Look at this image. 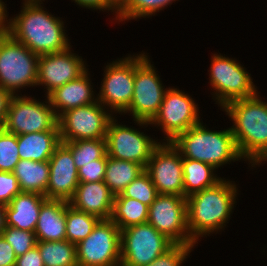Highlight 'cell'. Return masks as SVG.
Wrapping results in <instances>:
<instances>
[{
	"instance_id": "obj_17",
	"label": "cell",
	"mask_w": 267,
	"mask_h": 266,
	"mask_svg": "<svg viewBox=\"0 0 267 266\" xmlns=\"http://www.w3.org/2000/svg\"><path fill=\"white\" fill-rule=\"evenodd\" d=\"M80 58L71 53L70 47L62 52L40 55L36 86L45 85L48 96L56 88L78 78L87 70Z\"/></svg>"
},
{
	"instance_id": "obj_27",
	"label": "cell",
	"mask_w": 267,
	"mask_h": 266,
	"mask_svg": "<svg viewBox=\"0 0 267 266\" xmlns=\"http://www.w3.org/2000/svg\"><path fill=\"white\" fill-rule=\"evenodd\" d=\"M148 206L142 202L127 197H115L111 220L120 230L148 221Z\"/></svg>"
},
{
	"instance_id": "obj_6",
	"label": "cell",
	"mask_w": 267,
	"mask_h": 266,
	"mask_svg": "<svg viewBox=\"0 0 267 266\" xmlns=\"http://www.w3.org/2000/svg\"><path fill=\"white\" fill-rule=\"evenodd\" d=\"M155 71L145 53L135 56L133 98L124 113L130 112L140 126L150 124L158 113L166 92Z\"/></svg>"
},
{
	"instance_id": "obj_44",
	"label": "cell",
	"mask_w": 267,
	"mask_h": 266,
	"mask_svg": "<svg viewBox=\"0 0 267 266\" xmlns=\"http://www.w3.org/2000/svg\"><path fill=\"white\" fill-rule=\"evenodd\" d=\"M107 2L118 12L127 2V0H107Z\"/></svg>"
},
{
	"instance_id": "obj_15",
	"label": "cell",
	"mask_w": 267,
	"mask_h": 266,
	"mask_svg": "<svg viewBox=\"0 0 267 266\" xmlns=\"http://www.w3.org/2000/svg\"><path fill=\"white\" fill-rule=\"evenodd\" d=\"M97 99L117 113L125 112L132 101L135 79V56L113 61L106 67Z\"/></svg>"
},
{
	"instance_id": "obj_26",
	"label": "cell",
	"mask_w": 267,
	"mask_h": 266,
	"mask_svg": "<svg viewBox=\"0 0 267 266\" xmlns=\"http://www.w3.org/2000/svg\"><path fill=\"white\" fill-rule=\"evenodd\" d=\"M144 171L145 167L138 163L114 159L107 155L104 183L114 195H118Z\"/></svg>"
},
{
	"instance_id": "obj_1",
	"label": "cell",
	"mask_w": 267,
	"mask_h": 266,
	"mask_svg": "<svg viewBox=\"0 0 267 266\" xmlns=\"http://www.w3.org/2000/svg\"><path fill=\"white\" fill-rule=\"evenodd\" d=\"M42 0H24L21 13L7 22V33L40 55L58 53L70 47L63 22L43 10Z\"/></svg>"
},
{
	"instance_id": "obj_9",
	"label": "cell",
	"mask_w": 267,
	"mask_h": 266,
	"mask_svg": "<svg viewBox=\"0 0 267 266\" xmlns=\"http://www.w3.org/2000/svg\"><path fill=\"white\" fill-rule=\"evenodd\" d=\"M211 60L210 84L222 108L229 102L258 93L249 73L235 59L214 54Z\"/></svg>"
},
{
	"instance_id": "obj_4",
	"label": "cell",
	"mask_w": 267,
	"mask_h": 266,
	"mask_svg": "<svg viewBox=\"0 0 267 266\" xmlns=\"http://www.w3.org/2000/svg\"><path fill=\"white\" fill-rule=\"evenodd\" d=\"M170 143L182 158L198 160L215 169L227 162L242 159L231 128L211 131L200 122L177 135Z\"/></svg>"
},
{
	"instance_id": "obj_11",
	"label": "cell",
	"mask_w": 267,
	"mask_h": 266,
	"mask_svg": "<svg viewBox=\"0 0 267 266\" xmlns=\"http://www.w3.org/2000/svg\"><path fill=\"white\" fill-rule=\"evenodd\" d=\"M104 108L97 101L61 114L58 117L61 142L106 138L108 124L113 117Z\"/></svg>"
},
{
	"instance_id": "obj_38",
	"label": "cell",
	"mask_w": 267,
	"mask_h": 266,
	"mask_svg": "<svg viewBox=\"0 0 267 266\" xmlns=\"http://www.w3.org/2000/svg\"><path fill=\"white\" fill-rule=\"evenodd\" d=\"M15 266H45L37 246L16 259Z\"/></svg>"
},
{
	"instance_id": "obj_22",
	"label": "cell",
	"mask_w": 267,
	"mask_h": 266,
	"mask_svg": "<svg viewBox=\"0 0 267 266\" xmlns=\"http://www.w3.org/2000/svg\"><path fill=\"white\" fill-rule=\"evenodd\" d=\"M67 201L47 199L41 206L35 228L37 241L66 240Z\"/></svg>"
},
{
	"instance_id": "obj_32",
	"label": "cell",
	"mask_w": 267,
	"mask_h": 266,
	"mask_svg": "<svg viewBox=\"0 0 267 266\" xmlns=\"http://www.w3.org/2000/svg\"><path fill=\"white\" fill-rule=\"evenodd\" d=\"M158 195L159 193L151 181L149 174L144 171L127 185L121 194L115 195V197L133 198L149 207Z\"/></svg>"
},
{
	"instance_id": "obj_23",
	"label": "cell",
	"mask_w": 267,
	"mask_h": 266,
	"mask_svg": "<svg viewBox=\"0 0 267 266\" xmlns=\"http://www.w3.org/2000/svg\"><path fill=\"white\" fill-rule=\"evenodd\" d=\"M18 153L22 160L48 161L61 144L59 130L17 135Z\"/></svg>"
},
{
	"instance_id": "obj_28",
	"label": "cell",
	"mask_w": 267,
	"mask_h": 266,
	"mask_svg": "<svg viewBox=\"0 0 267 266\" xmlns=\"http://www.w3.org/2000/svg\"><path fill=\"white\" fill-rule=\"evenodd\" d=\"M45 266H78L76 245L67 240L37 241Z\"/></svg>"
},
{
	"instance_id": "obj_33",
	"label": "cell",
	"mask_w": 267,
	"mask_h": 266,
	"mask_svg": "<svg viewBox=\"0 0 267 266\" xmlns=\"http://www.w3.org/2000/svg\"><path fill=\"white\" fill-rule=\"evenodd\" d=\"M19 160L17 135L0 128V171L13 172Z\"/></svg>"
},
{
	"instance_id": "obj_29",
	"label": "cell",
	"mask_w": 267,
	"mask_h": 266,
	"mask_svg": "<svg viewBox=\"0 0 267 266\" xmlns=\"http://www.w3.org/2000/svg\"><path fill=\"white\" fill-rule=\"evenodd\" d=\"M99 221L98 217L75 209L67 202L66 240L76 245L93 231Z\"/></svg>"
},
{
	"instance_id": "obj_41",
	"label": "cell",
	"mask_w": 267,
	"mask_h": 266,
	"mask_svg": "<svg viewBox=\"0 0 267 266\" xmlns=\"http://www.w3.org/2000/svg\"><path fill=\"white\" fill-rule=\"evenodd\" d=\"M81 7L99 9V10H114L115 9L107 2V0H73Z\"/></svg>"
},
{
	"instance_id": "obj_3",
	"label": "cell",
	"mask_w": 267,
	"mask_h": 266,
	"mask_svg": "<svg viewBox=\"0 0 267 266\" xmlns=\"http://www.w3.org/2000/svg\"><path fill=\"white\" fill-rule=\"evenodd\" d=\"M236 193L237 188L232 181L221 179L215 185L186 197L188 232L195 243H198L199 237L226 225L235 204Z\"/></svg>"
},
{
	"instance_id": "obj_10",
	"label": "cell",
	"mask_w": 267,
	"mask_h": 266,
	"mask_svg": "<svg viewBox=\"0 0 267 266\" xmlns=\"http://www.w3.org/2000/svg\"><path fill=\"white\" fill-rule=\"evenodd\" d=\"M46 99L48 101L44 104L27 96L14 95L3 128L15 135L59 130L58 117L48 97Z\"/></svg>"
},
{
	"instance_id": "obj_18",
	"label": "cell",
	"mask_w": 267,
	"mask_h": 266,
	"mask_svg": "<svg viewBox=\"0 0 267 266\" xmlns=\"http://www.w3.org/2000/svg\"><path fill=\"white\" fill-rule=\"evenodd\" d=\"M48 162L49 181L46 198L69 202L80 183L71 151L61 143Z\"/></svg>"
},
{
	"instance_id": "obj_43",
	"label": "cell",
	"mask_w": 267,
	"mask_h": 266,
	"mask_svg": "<svg viewBox=\"0 0 267 266\" xmlns=\"http://www.w3.org/2000/svg\"><path fill=\"white\" fill-rule=\"evenodd\" d=\"M6 228V205L0 203V235Z\"/></svg>"
},
{
	"instance_id": "obj_30",
	"label": "cell",
	"mask_w": 267,
	"mask_h": 266,
	"mask_svg": "<svg viewBox=\"0 0 267 266\" xmlns=\"http://www.w3.org/2000/svg\"><path fill=\"white\" fill-rule=\"evenodd\" d=\"M61 143L71 151L77 169L83 164L94 163V160L102 159L107 154L105 138Z\"/></svg>"
},
{
	"instance_id": "obj_19",
	"label": "cell",
	"mask_w": 267,
	"mask_h": 266,
	"mask_svg": "<svg viewBox=\"0 0 267 266\" xmlns=\"http://www.w3.org/2000/svg\"><path fill=\"white\" fill-rule=\"evenodd\" d=\"M115 195L104 181L80 182L69 204L100 220L111 218Z\"/></svg>"
},
{
	"instance_id": "obj_40",
	"label": "cell",
	"mask_w": 267,
	"mask_h": 266,
	"mask_svg": "<svg viewBox=\"0 0 267 266\" xmlns=\"http://www.w3.org/2000/svg\"><path fill=\"white\" fill-rule=\"evenodd\" d=\"M14 95L0 87V128H3L11 99Z\"/></svg>"
},
{
	"instance_id": "obj_34",
	"label": "cell",
	"mask_w": 267,
	"mask_h": 266,
	"mask_svg": "<svg viewBox=\"0 0 267 266\" xmlns=\"http://www.w3.org/2000/svg\"><path fill=\"white\" fill-rule=\"evenodd\" d=\"M2 236L13 247L17 257L25 254L37 244L35 232L28 230L6 226L2 232Z\"/></svg>"
},
{
	"instance_id": "obj_31",
	"label": "cell",
	"mask_w": 267,
	"mask_h": 266,
	"mask_svg": "<svg viewBox=\"0 0 267 266\" xmlns=\"http://www.w3.org/2000/svg\"><path fill=\"white\" fill-rule=\"evenodd\" d=\"M175 0H127L126 4L118 11L116 19L120 21L137 19L140 17L150 16Z\"/></svg>"
},
{
	"instance_id": "obj_14",
	"label": "cell",
	"mask_w": 267,
	"mask_h": 266,
	"mask_svg": "<svg viewBox=\"0 0 267 266\" xmlns=\"http://www.w3.org/2000/svg\"><path fill=\"white\" fill-rule=\"evenodd\" d=\"M112 118L106 133L107 155L114 159L138 163L146 167L153 151L160 145L154 139Z\"/></svg>"
},
{
	"instance_id": "obj_20",
	"label": "cell",
	"mask_w": 267,
	"mask_h": 266,
	"mask_svg": "<svg viewBox=\"0 0 267 266\" xmlns=\"http://www.w3.org/2000/svg\"><path fill=\"white\" fill-rule=\"evenodd\" d=\"M86 70L78 78L56 88L47 97L56 116L59 117L67 110L86 106L98 101L94 99L93 88ZM92 90V91H91ZM57 109V110H56Z\"/></svg>"
},
{
	"instance_id": "obj_5",
	"label": "cell",
	"mask_w": 267,
	"mask_h": 266,
	"mask_svg": "<svg viewBox=\"0 0 267 266\" xmlns=\"http://www.w3.org/2000/svg\"><path fill=\"white\" fill-rule=\"evenodd\" d=\"M39 56L8 33L0 37V87L15 91L37 84Z\"/></svg>"
},
{
	"instance_id": "obj_36",
	"label": "cell",
	"mask_w": 267,
	"mask_h": 266,
	"mask_svg": "<svg viewBox=\"0 0 267 266\" xmlns=\"http://www.w3.org/2000/svg\"><path fill=\"white\" fill-rule=\"evenodd\" d=\"M107 154L102 159L94 160V163L83 164L78 169L79 182L104 181L106 171Z\"/></svg>"
},
{
	"instance_id": "obj_24",
	"label": "cell",
	"mask_w": 267,
	"mask_h": 266,
	"mask_svg": "<svg viewBox=\"0 0 267 266\" xmlns=\"http://www.w3.org/2000/svg\"><path fill=\"white\" fill-rule=\"evenodd\" d=\"M19 183L21 192L44 195L49 181V162L22 160L15 165L12 172Z\"/></svg>"
},
{
	"instance_id": "obj_37",
	"label": "cell",
	"mask_w": 267,
	"mask_h": 266,
	"mask_svg": "<svg viewBox=\"0 0 267 266\" xmlns=\"http://www.w3.org/2000/svg\"><path fill=\"white\" fill-rule=\"evenodd\" d=\"M21 192L17 178L12 172L0 171V203L8 205Z\"/></svg>"
},
{
	"instance_id": "obj_8",
	"label": "cell",
	"mask_w": 267,
	"mask_h": 266,
	"mask_svg": "<svg viewBox=\"0 0 267 266\" xmlns=\"http://www.w3.org/2000/svg\"><path fill=\"white\" fill-rule=\"evenodd\" d=\"M121 230L111 220H100L93 231L76 244L78 266H120Z\"/></svg>"
},
{
	"instance_id": "obj_7",
	"label": "cell",
	"mask_w": 267,
	"mask_h": 266,
	"mask_svg": "<svg viewBox=\"0 0 267 266\" xmlns=\"http://www.w3.org/2000/svg\"><path fill=\"white\" fill-rule=\"evenodd\" d=\"M174 244L148 222L128 226L121 230L120 266H146Z\"/></svg>"
},
{
	"instance_id": "obj_13",
	"label": "cell",
	"mask_w": 267,
	"mask_h": 266,
	"mask_svg": "<svg viewBox=\"0 0 267 266\" xmlns=\"http://www.w3.org/2000/svg\"><path fill=\"white\" fill-rule=\"evenodd\" d=\"M200 123L198 106L193 98L177 88H167L163 102L150 124L160 125L166 134V142Z\"/></svg>"
},
{
	"instance_id": "obj_21",
	"label": "cell",
	"mask_w": 267,
	"mask_h": 266,
	"mask_svg": "<svg viewBox=\"0 0 267 266\" xmlns=\"http://www.w3.org/2000/svg\"><path fill=\"white\" fill-rule=\"evenodd\" d=\"M46 200L38 193L20 192L6 205V226L34 232L40 208Z\"/></svg>"
},
{
	"instance_id": "obj_16",
	"label": "cell",
	"mask_w": 267,
	"mask_h": 266,
	"mask_svg": "<svg viewBox=\"0 0 267 266\" xmlns=\"http://www.w3.org/2000/svg\"><path fill=\"white\" fill-rule=\"evenodd\" d=\"M145 171L159 194L184 196L182 156L170 142L153 151Z\"/></svg>"
},
{
	"instance_id": "obj_25",
	"label": "cell",
	"mask_w": 267,
	"mask_h": 266,
	"mask_svg": "<svg viewBox=\"0 0 267 266\" xmlns=\"http://www.w3.org/2000/svg\"><path fill=\"white\" fill-rule=\"evenodd\" d=\"M184 197L215 185L222 178L214 176L215 168L207 163L182 158Z\"/></svg>"
},
{
	"instance_id": "obj_35",
	"label": "cell",
	"mask_w": 267,
	"mask_h": 266,
	"mask_svg": "<svg viewBox=\"0 0 267 266\" xmlns=\"http://www.w3.org/2000/svg\"><path fill=\"white\" fill-rule=\"evenodd\" d=\"M194 245L174 244L165 253L146 266H180L191 252Z\"/></svg>"
},
{
	"instance_id": "obj_42",
	"label": "cell",
	"mask_w": 267,
	"mask_h": 266,
	"mask_svg": "<svg viewBox=\"0 0 267 266\" xmlns=\"http://www.w3.org/2000/svg\"><path fill=\"white\" fill-rule=\"evenodd\" d=\"M4 2L0 0V37L7 34V11ZM6 20V21H5Z\"/></svg>"
},
{
	"instance_id": "obj_12",
	"label": "cell",
	"mask_w": 267,
	"mask_h": 266,
	"mask_svg": "<svg viewBox=\"0 0 267 266\" xmlns=\"http://www.w3.org/2000/svg\"><path fill=\"white\" fill-rule=\"evenodd\" d=\"M148 223L175 244L195 245L188 232L184 196L159 194L148 208Z\"/></svg>"
},
{
	"instance_id": "obj_39",
	"label": "cell",
	"mask_w": 267,
	"mask_h": 266,
	"mask_svg": "<svg viewBox=\"0 0 267 266\" xmlns=\"http://www.w3.org/2000/svg\"><path fill=\"white\" fill-rule=\"evenodd\" d=\"M16 259L13 247L0 235V266H15Z\"/></svg>"
},
{
	"instance_id": "obj_2",
	"label": "cell",
	"mask_w": 267,
	"mask_h": 266,
	"mask_svg": "<svg viewBox=\"0 0 267 266\" xmlns=\"http://www.w3.org/2000/svg\"><path fill=\"white\" fill-rule=\"evenodd\" d=\"M224 109L234 121L231 130L240 156L253 167L267 161V103L257 93L229 102Z\"/></svg>"
}]
</instances>
